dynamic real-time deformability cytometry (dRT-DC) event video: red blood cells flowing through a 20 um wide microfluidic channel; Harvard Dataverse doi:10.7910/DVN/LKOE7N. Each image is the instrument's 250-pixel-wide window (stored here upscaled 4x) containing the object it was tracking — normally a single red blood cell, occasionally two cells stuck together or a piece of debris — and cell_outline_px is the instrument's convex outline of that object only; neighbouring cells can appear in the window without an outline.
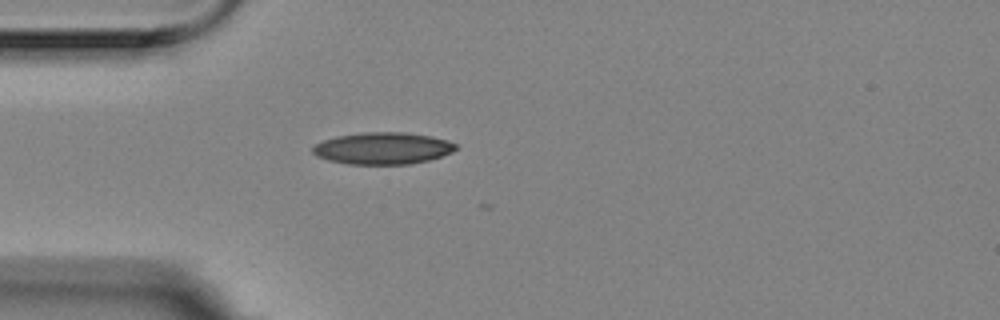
{"species": "Egyptian fruit bat (a non-hibernating species)", "species_latin": "Rousettus aegyptiacus", "temperature_condition": "room temperature", "stored_images_in_passage": 8, "camera_frame_rate_fps": 3000, "um_per_image_px": 0.085, "animal": {"sex": "female"}, "frame": {"image": 1, "passage_image": 1, "time_ms": 0.0, "image_size_px": [1000, 320], "cell_outline_px": [[456, 148], [452, 152], [428, 160], [408, 164], [348, 164], [328, 160], [316, 156], [312, 152], [312, 148], [316, 144], [324, 140], [336, 136], [360, 132], [408, 132], [432, 136], [448, 140], [456, 144]], "centroid_in_image_um": [32.52, 12.59], "position_along_channel_um": 52.5, "area_um2": 26.65}}
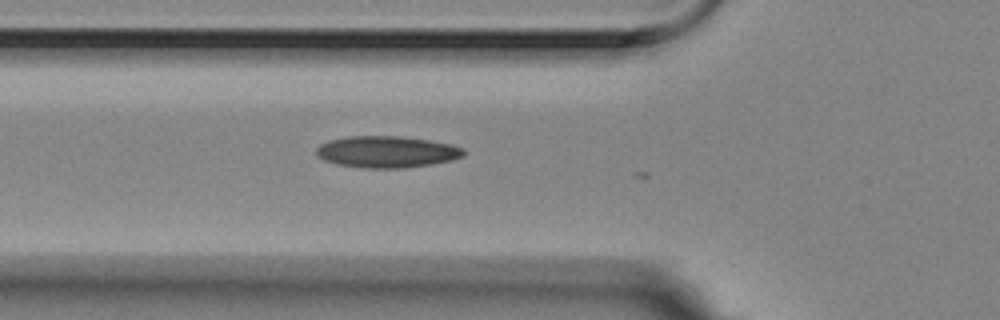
{"frame": {"image": 2, "passage_image": 5, "time_ms": 1.333, "image_size_px": [1000, 320], "cell_outline_px": [[464, 156], [452, 160], [432, 164], [404, 168], [364, 168], [336, 164], [324, 160], [316, 156], [316, 148], [320, 144], [328, 140], [348, 136], [400, 136], [428, 140], [452, 144], [464, 148]], "centroid_in_image_um": [32.86, 12.9], "position_along_channel_um": 92.9, "area_um2": 27.34}}